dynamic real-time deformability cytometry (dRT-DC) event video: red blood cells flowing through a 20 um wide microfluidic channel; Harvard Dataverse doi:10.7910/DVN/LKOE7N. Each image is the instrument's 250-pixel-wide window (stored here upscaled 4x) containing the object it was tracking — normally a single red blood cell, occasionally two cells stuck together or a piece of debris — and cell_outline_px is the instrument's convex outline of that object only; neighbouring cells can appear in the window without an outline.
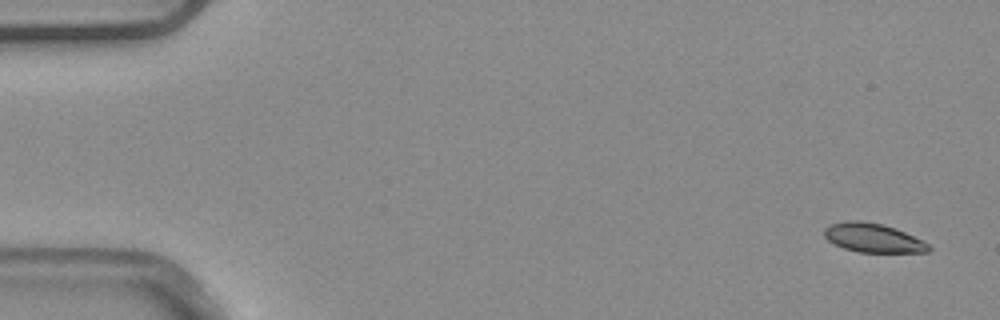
{"species": "common noctule bat (a hibernating species)", "species_latin": "Nyctalus noctula", "temperature_condition": "warm", "stored_images_in_passage": 6, "camera_frame_rate_fps": 3000, "um_per_image_px": 0.085, "animal": {"sex": "male", "body_mass_g": 20.4}, "frame": {"image": 1, "passage_image": 1, "time_ms": 0.0, "image_size_px": [1000, 320], "cell_outline_px": [[932, 248], [928, 252], [860, 252], [844, 248], [828, 240], [824, 236], [824, 228], [832, 224], [848, 220], [860, 220], [884, 224], [896, 228], [924, 240]], "centroid_in_image_um": [74.24, 20.21], "position_along_channel_um": 10.8, "area_um2": 17.69}}
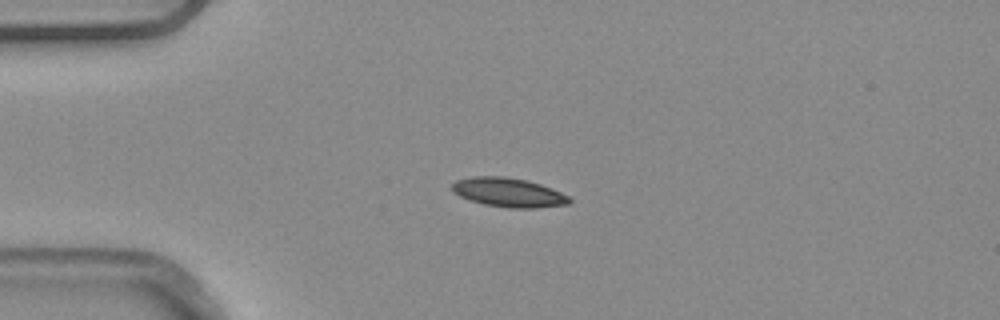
{"frame": {"image": 2, "passage_image": 3, "time_ms": 0.667, "image_size_px": [1000, 320], "cell_outline_px": [[572, 204], [536, 208], [508, 208], [484, 204], [460, 196], [452, 192], [452, 184], [456, 180], [472, 176], [504, 176], [528, 180], [552, 188], [568, 196], [572, 200]], "centroid_in_image_um": [43.25, 16.36], "position_along_channel_um": 41.8, "area_um2": 20.06}}